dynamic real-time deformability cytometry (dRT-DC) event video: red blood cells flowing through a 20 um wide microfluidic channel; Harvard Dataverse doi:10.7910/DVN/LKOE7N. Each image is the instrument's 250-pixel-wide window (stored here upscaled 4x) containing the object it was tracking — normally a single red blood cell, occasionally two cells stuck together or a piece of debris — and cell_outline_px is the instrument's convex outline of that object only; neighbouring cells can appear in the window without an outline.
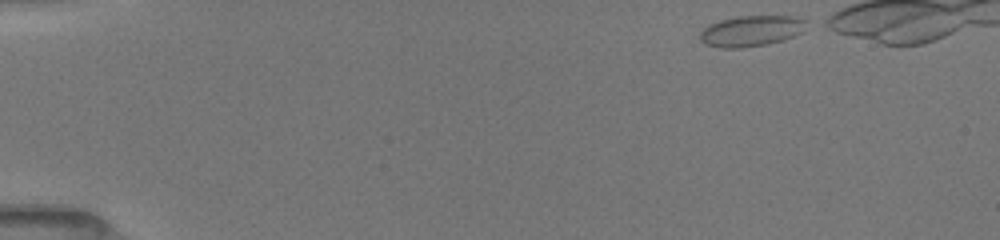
{"species": "common noctule bat (a hibernating species)", "species_latin": "Nyctalus noctula", "temperature_condition": "room temperature", "stored_images_in_passage": 14, "camera_frame_rate_fps": 3000, "um_per_image_px": 0.085, "animal": {"sex": "female", "body_mass_g": 19.5, "forearm_length_mm": 54.1}, "frame": {"image": 1, "passage_image": 1, "time_ms": 0.0, "image_size_px": [1000, 240], "cell_outline_px": [[812, 24], [804, 32], [768, 44], [740, 48], [720, 48], [704, 44], [700, 40], [700, 32], [708, 24], [720, 20], [740, 16], [792, 16], [808, 20]], "centroid_in_image_um": [63.9, 2.62], "position_along_channel_um": 21.1, "area_um2": 19.42}}
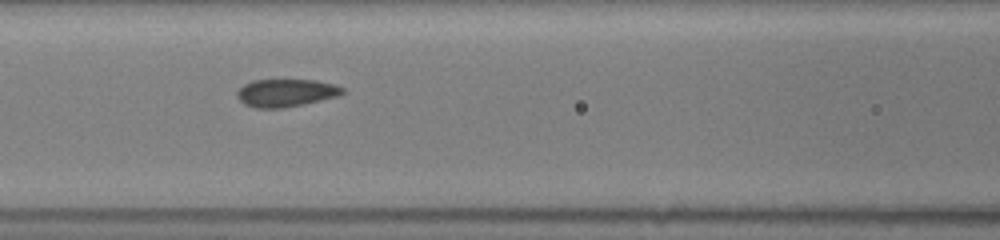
{"frame": {"image": 2, "passage_image": 10, "time_ms": 5.667, "image_size_px": [1000, 240], "cell_outline_px": [[344, 92], [340, 96], [304, 104], [284, 108], [256, 108], [244, 104], [236, 96], [236, 92], [244, 84], [252, 80], [316, 80], [332, 84], [344, 88]], "centroid_in_image_um": [24.3, 7.9], "position_along_channel_um": 142.3, "area_um2": 17.11}}
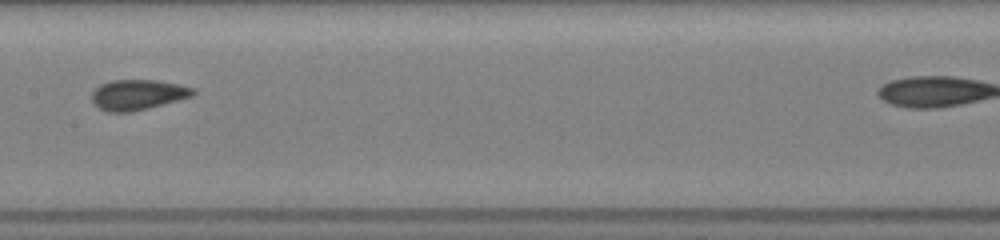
{"frame": {"image": 3, "passage_image": 12, "time_ms": 7.0, "image_size_px": [1000, 240], "cell_outline_px": [[196, 92], [192, 96], [148, 108], [132, 112], [108, 112], [100, 108], [92, 100], [92, 92], [100, 84], [112, 80], [156, 80], [180, 84], [196, 88]], "centroid_in_image_um": [11.73, 8.04], "position_along_channel_um": 195.7, "area_um2": 17.86}}